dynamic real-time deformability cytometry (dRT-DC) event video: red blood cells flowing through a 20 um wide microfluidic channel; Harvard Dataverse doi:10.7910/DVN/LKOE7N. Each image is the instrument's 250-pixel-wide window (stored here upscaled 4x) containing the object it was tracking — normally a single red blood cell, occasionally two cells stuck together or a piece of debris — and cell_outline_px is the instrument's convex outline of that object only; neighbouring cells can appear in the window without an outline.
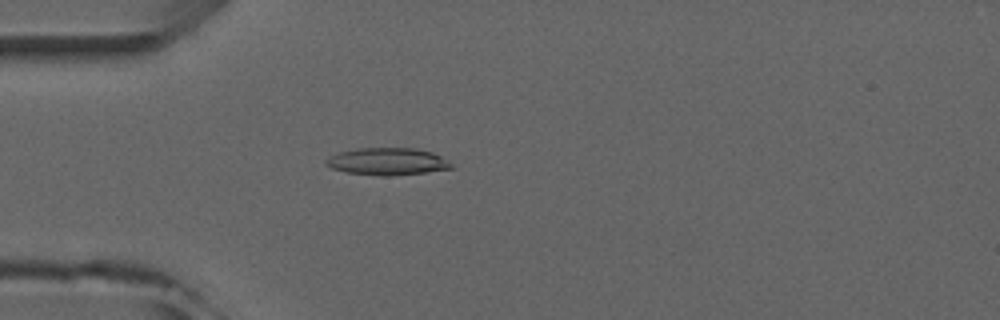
{"species": "common noctule bat (a hibernating species)", "species_latin": "Nyctalus noctula", "temperature_condition": "room temperature", "stored_images_in_passage": 4, "camera_frame_rate_fps": 3000, "um_per_image_px": 0.085, "animal": {"sex": "male", "forearm_length_mm": 52.5}, "frame": {"image": 1, "passage_image": 4, "time_ms": 4.333, "image_size_px": [1000, 320], "cell_outline_px": [[456, 168], [392, 176], [384, 176], [348, 172], [332, 168], [324, 164], [324, 160], [328, 156], [340, 152], [356, 148], [416, 148], [432, 152], [448, 160]], "centroid_in_image_um": [32.93, 13.72], "position_along_channel_um": 52.1, "area_um2": 19.94}}